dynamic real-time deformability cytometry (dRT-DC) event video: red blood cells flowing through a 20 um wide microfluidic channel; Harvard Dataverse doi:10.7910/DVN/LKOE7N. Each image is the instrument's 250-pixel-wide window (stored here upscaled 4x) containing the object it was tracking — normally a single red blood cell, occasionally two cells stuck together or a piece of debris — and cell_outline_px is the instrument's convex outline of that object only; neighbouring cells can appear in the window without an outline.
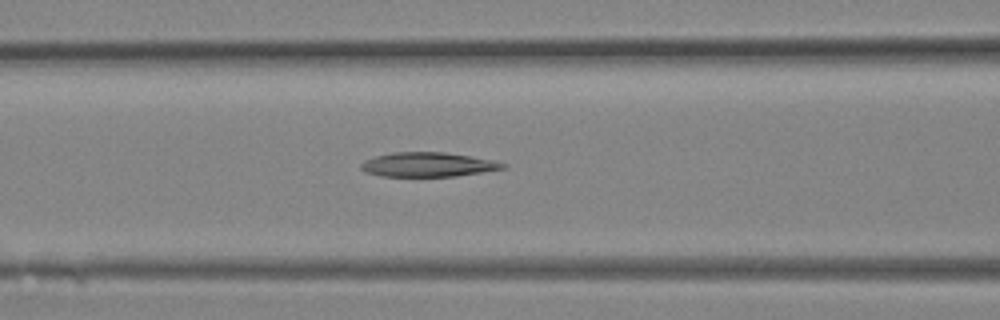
{"species": "Egyptian fruit bat (a non-hibernating species)", "species_latin": "Rousettus aegyptiacus", "temperature_condition": "room temperature", "stored_images_in_passage": 21, "camera_frame_rate_fps": 3000, "um_per_image_px": 0.085, "animal": {"sex": "female"}, "frame": {"image": 1, "passage_image": 12, "time_ms": 3.667, "image_size_px": [1000, 320], "cell_outline_px": [[508, 164], [504, 168], [456, 176], [380, 176], [364, 172], [360, 168], [360, 164], [364, 160], [376, 156], [392, 152], [444, 152], [472, 156], [492, 160]], "centroid_in_image_um": [36.33, 13.98], "position_along_channel_um": 130.3, "area_um2": 20.11}}
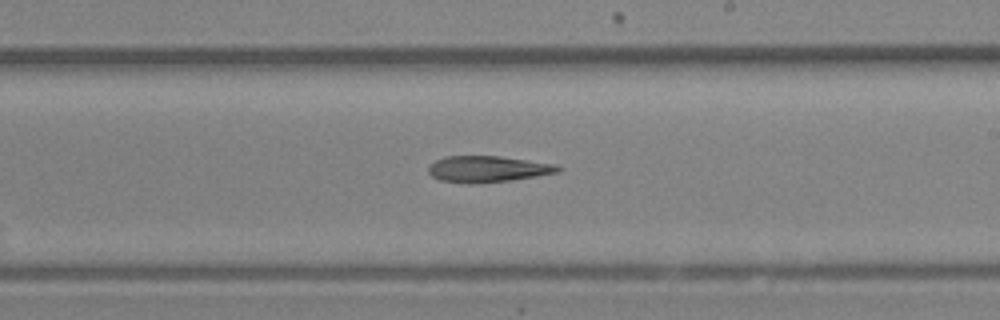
{"frame": {"image": 2, "passage_image": 17, "time_ms": 5.333, "image_size_px": [1000, 320], "cell_outline_px": [[560, 172], [512, 180], [468, 184], [440, 180], [432, 176], [428, 172], [428, 168], [436, 160], [444, 156], [500, 156], [556, 164], [560, 168]], "centroid_in_image_um": [41.45, 14.37], "position_along_channel_um": 247.6, "area_um2": 19.77}}
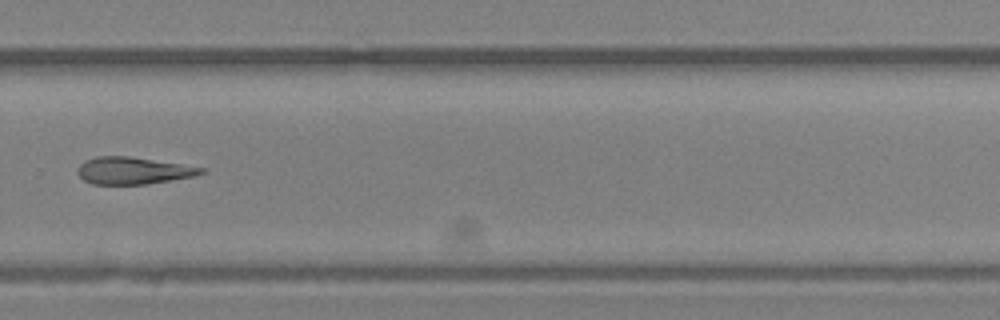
{"frame": {"image": 3, "passage_image": 20, "time_ms": 6.333, "image_size_px": [1000, 320], "cell_outline_px": [[208, 172], [192, 176], [172, 180], [148, 184], [92, 184], [84, 180], [76, 172], [76, 168], [84, 160], [96, 156], [128, 156], [208, 168]], "centroid_in_image_um": [11.32, 14.5], "position_along_channel_um": 318.5, "area_um2": 19.65}}